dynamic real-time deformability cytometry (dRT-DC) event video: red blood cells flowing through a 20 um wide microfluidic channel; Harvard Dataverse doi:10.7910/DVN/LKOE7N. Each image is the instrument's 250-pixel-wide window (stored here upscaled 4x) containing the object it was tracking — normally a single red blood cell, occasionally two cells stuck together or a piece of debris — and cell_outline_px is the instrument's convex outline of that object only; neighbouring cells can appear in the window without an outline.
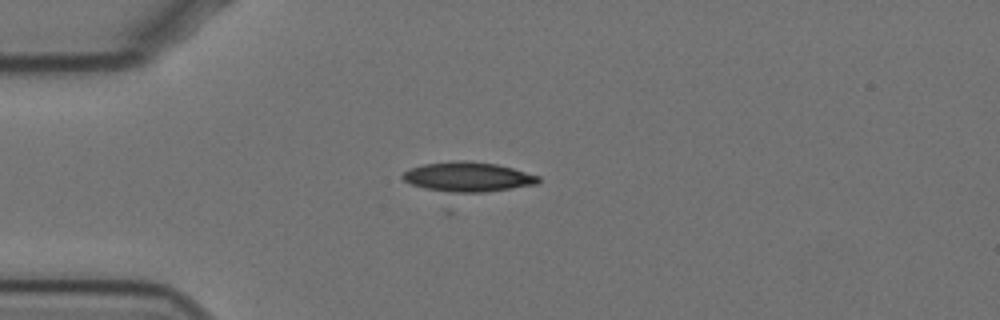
{"species": "Egyptian fruit bat (a non-hibernating species)", "species_latin": "Rousettus aegyptiacus", "temperature_condition": "cold", "stored_images_in_passage": 47, "camera_frame_rate_fps": 3000, "um_per_image_px": 0.085, "animal": {"sex": "female"}, "frame": {"image": 1, "passage_image": 18, "time_ms": 5.667, "image_size_px": [1000, 320], "cell_outline_px": [[540, 184], [456, 196], [424, 188], [412, 184], [404, 180], [400, 176], [404, 172], [412, 168], [424, 164], [456, 160], [468, 160], [496, 164], [512, 168], [540, 176]], "centroid_in_image_um": [39.77, 15.07], "position_along_channel_um": 45.2, "area_um2": 24.16}}
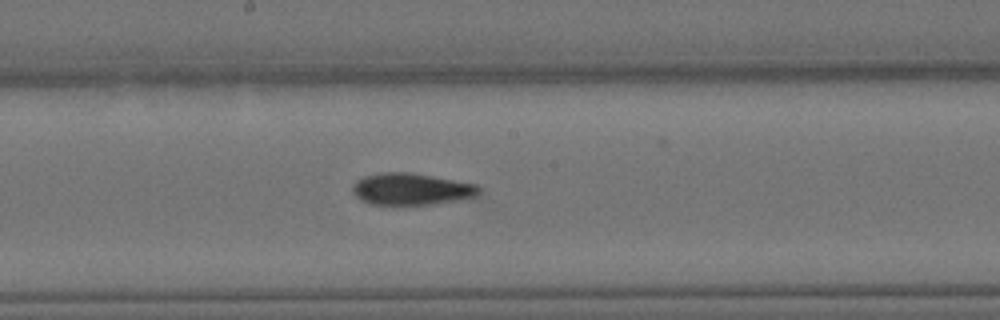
{"frame": {"image": 2, "passage_image": 34, "time_ms": 11.0, "image_size_px": [1000, 320], "cell_outline_px": [[480, 196], [432, 204], [368, 204], [360, 200], [352, 192], [352, 184], [356, 180], [364, 176], [380, 172], [404, 172], [476, 184], [480, 188]], "centroid_in_image_um": [34.92, 16.08], "position_along_channel_um": 213.3, "area_um2": 23.24}}
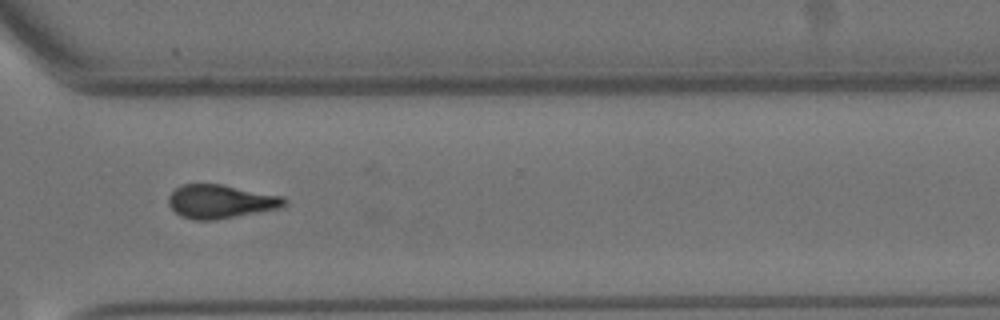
{"frame": {"image": 3, "passage_image": 46, "time_ms": 15.0, "image_size_px": [1000, 320], "cell_outline_px": [[288, 204], [284, 208], [216, 220], [196, 220], [180, 216], [168, 204], [168, 196], [180, 184], [220, 184], [284, 196], [288, 200]], "centroid_in_image_um": [18.81, 17.13], "position_along_channel_um": 351.8, "area_um2": 23.06}}